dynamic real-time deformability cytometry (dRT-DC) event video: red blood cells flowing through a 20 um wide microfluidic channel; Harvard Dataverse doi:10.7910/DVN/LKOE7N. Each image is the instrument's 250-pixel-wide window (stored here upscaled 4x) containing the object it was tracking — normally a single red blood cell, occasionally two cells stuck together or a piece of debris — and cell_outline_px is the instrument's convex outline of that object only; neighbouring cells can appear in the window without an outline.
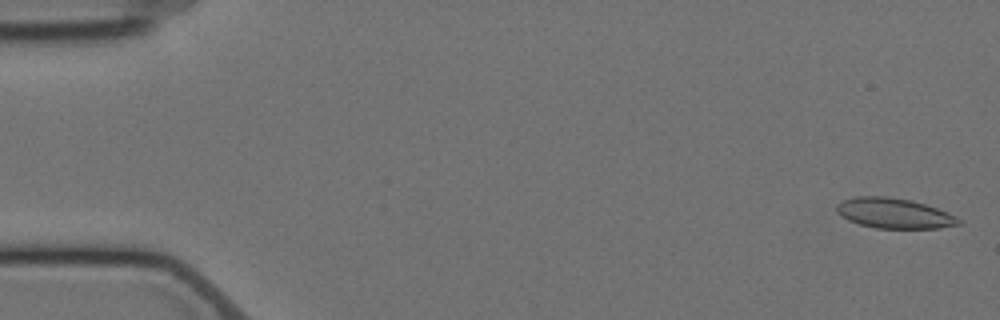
{"species": "Egyptian fruit bat (a non-hibernating species)", "species_latin": "Rousettus aegyptiacus", "temperature_condition": "cold", "stored_images_in_passage": 5, "camera_frame_rate_fps": 3000, "um_per_image_px": 0.085, "animal": {"sex": "female"}, "frame": {"image": 1, "passage_image": 1, "time_ms": 0.0, "image_size_px": [1000, 320], "cell_outline_px": [[964, 224], [940, 228], [876, 228], [860, 224], [848, 220], [840, 216], [836, 212], [836, 204], [844, 200], [856, 196], [884, 196], [912, 200], [948, 212], [964, 220]], "centroid_in_image_um": [76.03, 18.13], "position_along_channel_um": 9.0, "area_um2": 21.68}}